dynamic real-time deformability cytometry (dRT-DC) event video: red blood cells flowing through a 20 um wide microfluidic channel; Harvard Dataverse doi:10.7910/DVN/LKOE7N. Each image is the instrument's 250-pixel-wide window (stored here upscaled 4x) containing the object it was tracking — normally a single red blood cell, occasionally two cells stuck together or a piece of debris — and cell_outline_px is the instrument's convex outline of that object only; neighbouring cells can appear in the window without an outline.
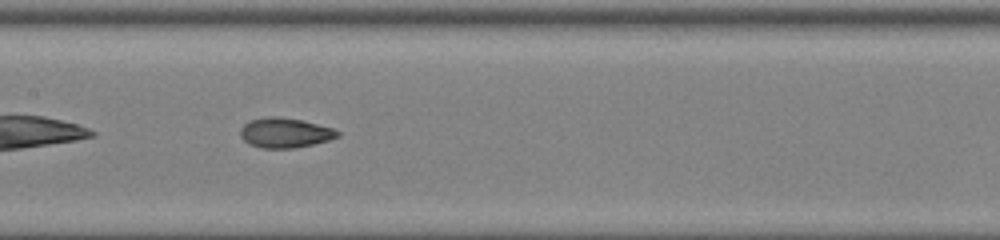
{"species": "common noctule bat (a hibernating species)", "species_latin": "Nyctalus noctula", "temperature_condition": "room temperature", "stored_images_in_passage": 33, "camera_frame_rate_fps": 3000, "um_per_image_px": 0.085, "animal": {"sex": "female", "body_mass_g": 22.0, "forearm_length_mm": 56.7}, "frame": {"image": 1, "passage_image": 10, "time_ms": 3.0, "image_size_px": [1000, 240], "cell_outline_px": [[340, 136], [328, 140], [296, 148], [260, 148], [248, 144], [240, 136], [240, 128], [244, 124], [252, 120], [268, 116], [276, 116], [300, 120], [332, 128], [340, 132]], "centroid_in_image_um": [24.19, 11.3], "position_along_channel_um": 183.2, "area_um2": 16.82}}
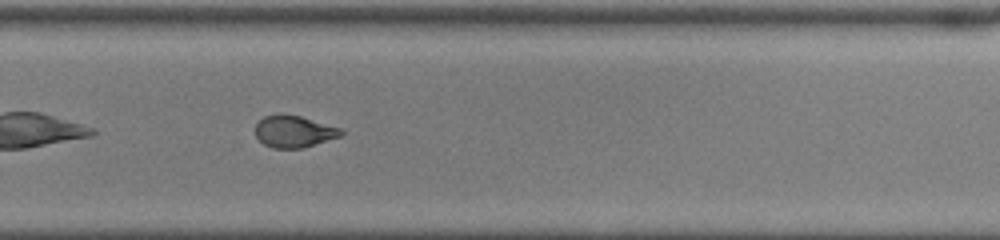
{"frame": {"image": 2, "passage_image": 19, "time_ms": 6.0, "image_size_px": [1000, 240], "cell_outline_px": [[344, 132], [340, 136], [304, 148], [272, 148], [264, 144], [256, 136], [256, 124], [264, 116], [280, 112], [300, 116], [340, 128]], "centroid_in_image_um": [24.96, 11.16], "position_along_channel_um": 304.8, "area_um2": 15.95}, "authors_computed_cell_mechanics": {"area_um2": 16.8776, "velocity_mm_per_s": 4.0787, "shape_relaxation_time_tau1_ms": 10.2218, "shape_relaxation_time_tau2_ms": 1.3148, "deformation_change_tau1": 0.2505, "deformation_change_tau2": 0.0717}}